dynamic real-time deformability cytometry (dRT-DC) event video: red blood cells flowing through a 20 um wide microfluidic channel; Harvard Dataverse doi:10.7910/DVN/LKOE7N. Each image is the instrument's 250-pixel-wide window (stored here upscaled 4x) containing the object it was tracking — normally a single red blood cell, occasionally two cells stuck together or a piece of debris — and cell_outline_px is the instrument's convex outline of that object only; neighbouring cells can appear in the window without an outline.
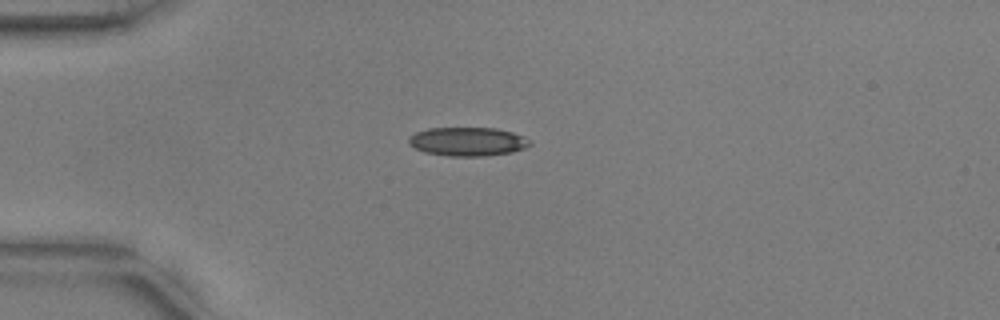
{"species": "common noctule bat (a hibernating species)", "species_latin": "Nyctalus noctula", "temperature_condition": "warm", "stored_images_in_passage": 14, "camera_frame_rate_fps": 3000, "um_per_image_px": 0.085, "animal": {"sex": "male", "body_mass_g": 17.9, "forearm_length_mm": 54.2}, "frame": {"image": 1, "passage_image": 1, "time_ms": 0.0, "image_size_px": [1000, 320], "cell_outline_px": [[532, 144], [524, 148], [512, 152], [484, 156], [448, 156], [424, 152], [408, 144], [408, 136], [416, 132], [428, 128], [496, 128], [512, 132], [524, 136], [532, 140]], "centroid_in_image_um": [39.76, 12.03], "position_along_channel_um": 45.2, "area_um2": 20.46}}
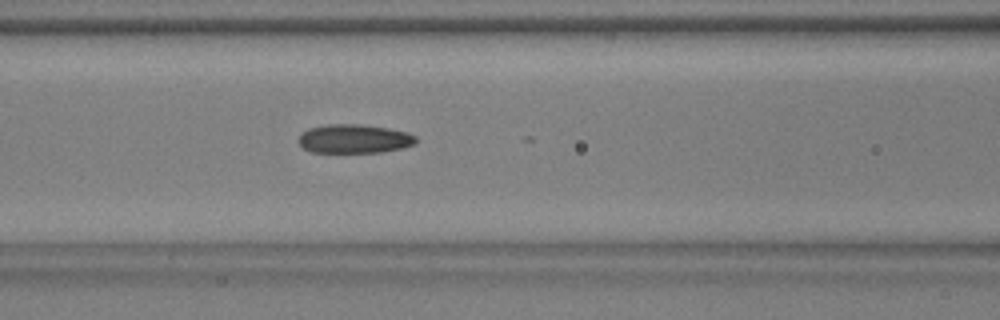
{"frame": {"image": 2, "passage_image": 10, "time_ms": 3.0, "image_size_px": [1000, 320], "cell_outline_px": [[416, 140], [412, 144], [404, 148], [380, 152], [312, 152], [304, 148], [296, 140], [308, 128], [328, 124], [360, 124], [388, 128], [408, 132], [416, 136]], "centroid_in_image_um": [30.1, 11.79], "position_along_channel_um": 136.5, "area_um2": 19.71}}